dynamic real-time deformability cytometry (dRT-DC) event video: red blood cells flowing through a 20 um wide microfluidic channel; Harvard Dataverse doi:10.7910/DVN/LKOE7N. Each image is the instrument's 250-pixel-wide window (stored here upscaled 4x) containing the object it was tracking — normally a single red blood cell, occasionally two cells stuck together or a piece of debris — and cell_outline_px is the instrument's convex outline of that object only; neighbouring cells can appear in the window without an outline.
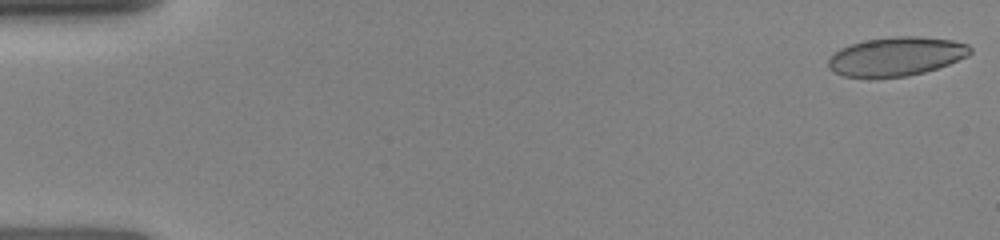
{"species": "human", "species_latin": "Homo sapiens", "temperature_condition": "room temperature", "stored_images_in_passage": 48, "camera_frame_rate_fps": 3000, "um_per_image_px": 0.085, "donor": {"sex": "female"}, "frame": {"image": 1, "passage_image": 1, "time_ms": 0.0, "image_size_px": [1000, 240], "cell_outline_px": [[972, 52], [968, 56], [948, 64], [924, 72], [908, 76], [844, 76], [832, 72], [828, 68], [828, 60], [840, 48], [864, 40], [896, 36], [916, 36], [952, 40], [968, 44], [972, 48]], "centroid_in_image_um": [76.2, 4.78], "position_along_channel_um": 8.8, "area_um2": 31.79}}
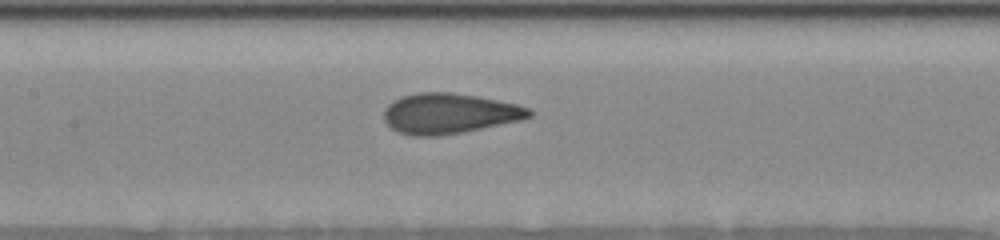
{"frame": {"image": 2, "passage_image": 29, "time_ms": 7.333, "image_size_px": [1000, 240], "cell_outline_px": [[532, 116], [520, 120], [460, 132], [436, 136], [412, 136], [396, 132], [384, 120], [384, 108], [392, 100], [400, 96], [416, 92], [452, 92], [476, 96], [516, 104], [532, 108]], "centroid_in_image_um": [38.13, 9.63], "position_along_channel_um": 169.3, "area_um2": 34.16}}
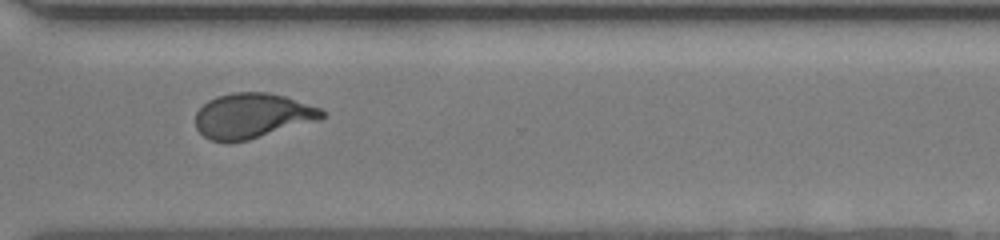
{"frame": {"image": 3, "passage_image": 47, "time_ms": 11.667, "image_size_px": [1000, 240], "cell_outline_px": [[328, 112], [320, 120], [248, 140], [228, 144], [212, 140], [204, 136], [196, 128], [196, 112], [208, 100], [216, 96], [232, 92], [268, 92], [284, 96], [320, 108]], "centroid_in_image_um": [21.44, 9.85], "position_along_channel_um": 349.2, "area_um2": 33.47}}